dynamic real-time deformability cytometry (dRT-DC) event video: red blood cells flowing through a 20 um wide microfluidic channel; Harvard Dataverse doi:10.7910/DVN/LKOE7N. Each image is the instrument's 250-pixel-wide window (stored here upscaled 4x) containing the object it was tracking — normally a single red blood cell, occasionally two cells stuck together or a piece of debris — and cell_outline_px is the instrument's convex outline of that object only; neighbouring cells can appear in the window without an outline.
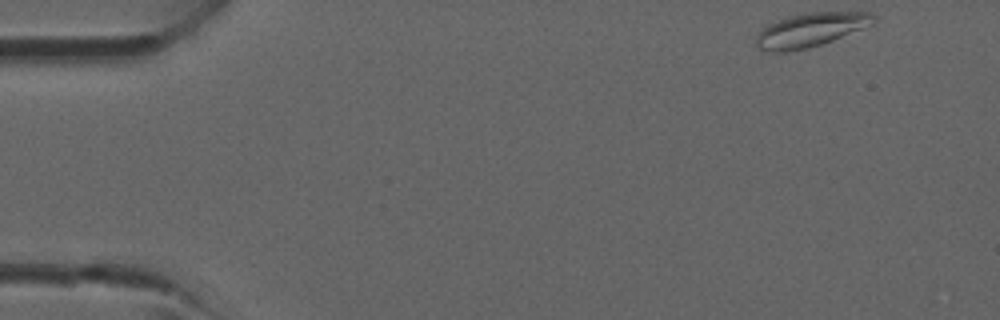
{"species": "common noctule bat (a hibernating species)", "species_latin": "Nyctalus noctula", "temperature_condition": "room temperature", "stored_images_in_passage": 4, "camera_frame_rate_fps": 3000, "um_per_image_px": 0.085, "animal": {"sex": "male", "forearm_length_mm": 52.5}, "frame": {"image": 1, "passage_image": 1, "time_ms": 0.0, "image_size_px": [1000, 320], "cell_outline_px": [[876, 20], [872, 24], [832, 40], [808, 48], [784, 52], [768, 52], [760, 48], [756, 44], [756, 36], [768, 24], [788, 16], [808, 12], [868, 12], [876, 16]], "centroid_in_image_um": [68.88, 2.53], "position_along_channel_um": 16.1, "area_um2": 22.89}}